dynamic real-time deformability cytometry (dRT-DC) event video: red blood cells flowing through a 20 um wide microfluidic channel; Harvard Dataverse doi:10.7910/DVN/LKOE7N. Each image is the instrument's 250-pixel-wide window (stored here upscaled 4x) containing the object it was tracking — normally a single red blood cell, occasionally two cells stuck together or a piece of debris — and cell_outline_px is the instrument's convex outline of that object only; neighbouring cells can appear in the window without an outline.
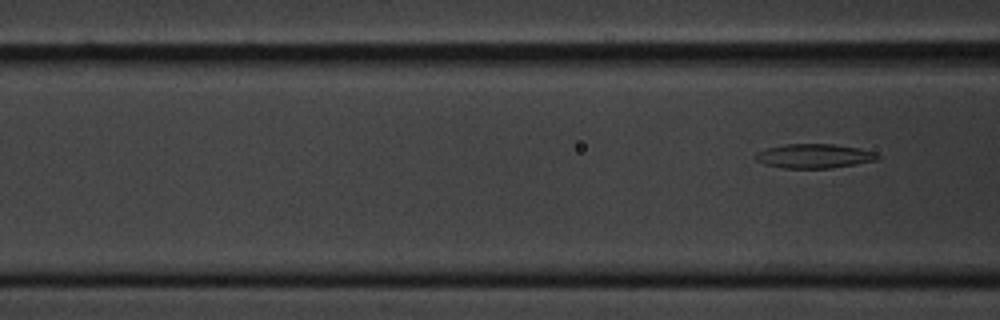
{"species": "common noctule bat (a hibernating species)", "species_latin": "Nyctalus noctula", "temperature_condition": "cold", "stored_images_in_passage": 3, "camera_frame_rate_fps": 3000, "um_per_image_px": 0.085, "animal": {"sex": "male", "body_mass_g": 20.1, "forearm_length_mm": 53.5}, "frame": {"image": 1, "passage_image": 3, "time_ms": 0.667, "image_size_px": [1000, 320], "cell_outline_px": [[880, 156], [876, 160], [856, 164], [832, 168], [784, 168], [764, 164], [756, 160], [752, 156], [756, 152], [768, 148], [784, 144], [832, 144], [860, 148], [876, 152]], "centroid_in_image_um": [69.19, 13.26], "position_along_channel_um": 97.4, "area_um2": 17.34}}